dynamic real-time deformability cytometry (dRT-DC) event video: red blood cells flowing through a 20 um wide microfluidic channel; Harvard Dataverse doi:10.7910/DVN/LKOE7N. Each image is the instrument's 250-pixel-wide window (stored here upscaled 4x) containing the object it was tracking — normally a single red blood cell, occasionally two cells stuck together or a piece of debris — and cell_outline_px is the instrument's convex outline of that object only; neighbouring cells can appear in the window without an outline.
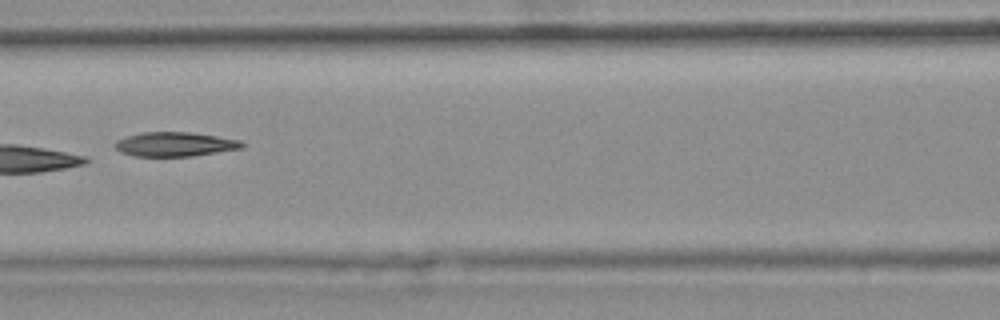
{"species": "common noctule bat (a hibernating species)", "species_latin": "Nyctalus noctula", "temperature_condition": "warm", "stored_images_in_passage": 6, "camera_frame_rate_fps": 3000, "um_per_image_px": 0.085, "animal": {"sex": "female", "body_mass_g": 25.1}, "frame": {"image": 1, "passage_image": 6, "time_ms": 1.667, "image_size_px": [1000, 320], "cell_outline_px": [[244, 148], [192, 156], [132, 156], [120, 152], [112, 144], [116, 140], [140, 132], [188, 132], [244, 140]], "centroid_in_image_um": [14.87, 12.26], "position_along_channel_um": 151.7, "area_um2": 18.15}}